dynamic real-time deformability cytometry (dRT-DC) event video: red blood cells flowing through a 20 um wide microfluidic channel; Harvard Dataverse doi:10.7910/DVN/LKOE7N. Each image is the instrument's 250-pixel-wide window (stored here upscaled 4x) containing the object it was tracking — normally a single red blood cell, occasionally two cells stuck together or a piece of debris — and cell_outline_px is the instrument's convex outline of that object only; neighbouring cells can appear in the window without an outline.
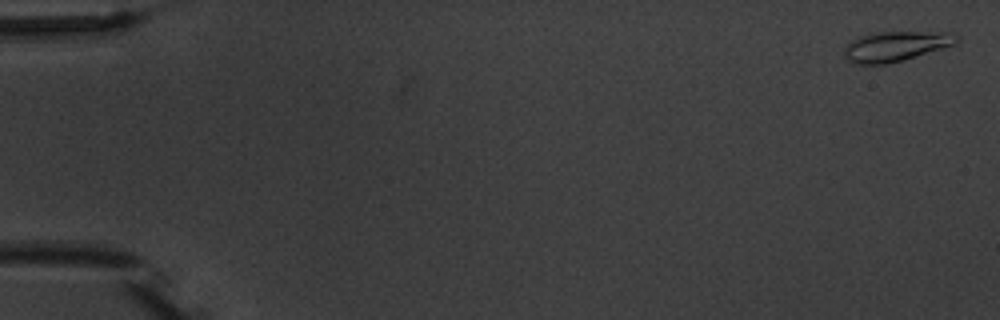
{"species": "common noctule bat (a hibernating species)", "species_latin": "Nyctalus noctula", "temperature_condition": "warm", "stored_images_in_passage": 5, "camera_frame_rate_fps": 3000, "um_per_image_px": 0.085, "animal": {"sex": "male", "body_mass_g": 20.1, "forearm_length_mm": 53.5}, "frame": {"image": 1, "passage_image": 1, "time_ms": 0.0, "image_size_px": [1000, 320], "cell_outline_px": [[960, 36], [956, 44], [904, 60], [888, 64], [856, 64], [848, 60], [844, 56], [844, 48], [852, 40], [860, 36], [880, 32], [948, 32]], "centroid_in_image_um": [76.15, 3.94], "position_along_channel_um": 8.9, "area_um2": 19.59}}